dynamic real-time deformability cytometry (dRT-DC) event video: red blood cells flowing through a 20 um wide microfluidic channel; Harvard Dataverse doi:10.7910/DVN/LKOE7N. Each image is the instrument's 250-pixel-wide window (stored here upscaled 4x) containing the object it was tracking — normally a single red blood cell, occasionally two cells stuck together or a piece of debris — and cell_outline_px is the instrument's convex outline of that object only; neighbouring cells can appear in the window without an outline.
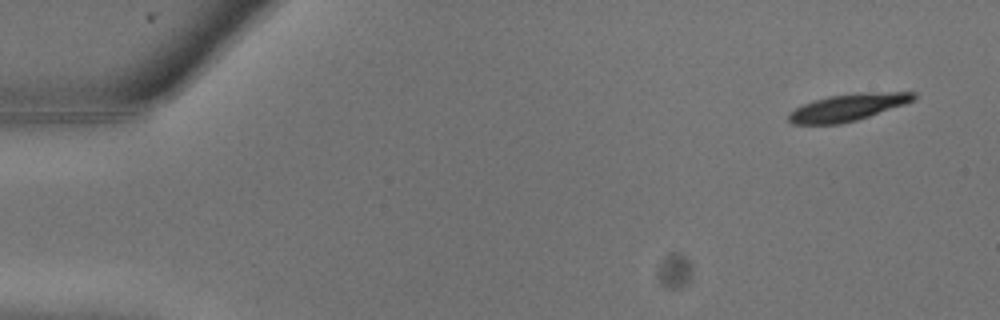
{"species": "common noctule bat (a hibernating species)", "species_latin": "Nyctalus noctula", "temperature_condition": "warm", "stored_images_in_passage": 24, "camera_frame_rate_fps": 3000, "um_per_image_px": 0.085, "animal": {"sex": "male", "body_mass_g": 13.3}, "frame": {"image": 1, "passage_image": 1, "time_ms": 0.0, "image_size_px": [1000, 320], "cell_outline_px": [[916, 100], [856, 120], [840, 124], [792, 124], [788, 120], [788, 112], [804, 104], [828, 96], [856, 92], [916, 92]], "centroid_in_image_um": [72.06, 9.11], "position_along_channel_um": 12.9, "area_um2": 19.59}}
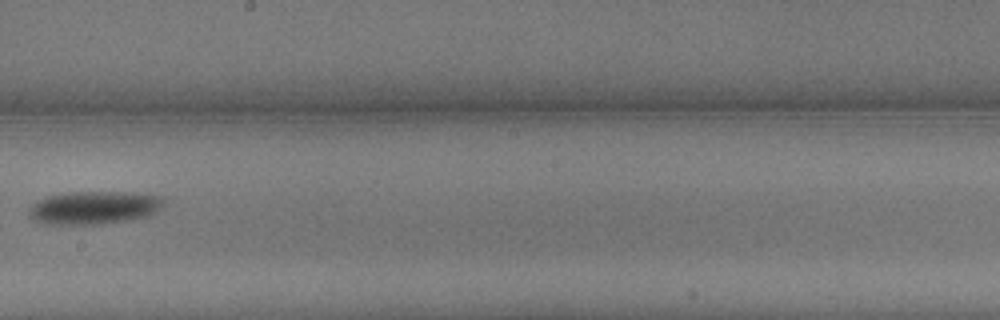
{"frame": {"image": 2, "passage_image": 14, "time_ms": 4.333, "image_size_px": [1000, 320], "cell_outline_px": [[164, 204], [156, 212], [148, 216], [100, 224], [40, 224], [32, 220], [28, 216], [28, 208], [36, 200], [44, 196], [68, 192], [124, 192], [164, 196]], "centroid_in_image_um": [7.92, 17.64], "position_along_channel_um": 240.3, "area_um2": 26.3}}
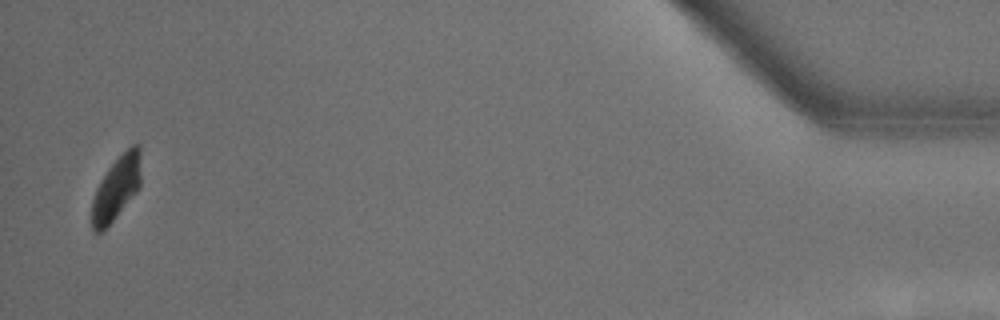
{"frame": {"image": 3, "passage_image": 24, "time_ms": 7.667, "image_size_px": [1000, 320], "cell_outline_px": [[140, 184], [136, 192], [116, 216], [100, 232], [92, 232], [92, 200], [96, 188], [108, 168], [132, 144], [140, 144]], "centroid_in_image_um": [9.89, 15.97], "position_along_channel_um": 425.3, "area_um2": 17.8}}